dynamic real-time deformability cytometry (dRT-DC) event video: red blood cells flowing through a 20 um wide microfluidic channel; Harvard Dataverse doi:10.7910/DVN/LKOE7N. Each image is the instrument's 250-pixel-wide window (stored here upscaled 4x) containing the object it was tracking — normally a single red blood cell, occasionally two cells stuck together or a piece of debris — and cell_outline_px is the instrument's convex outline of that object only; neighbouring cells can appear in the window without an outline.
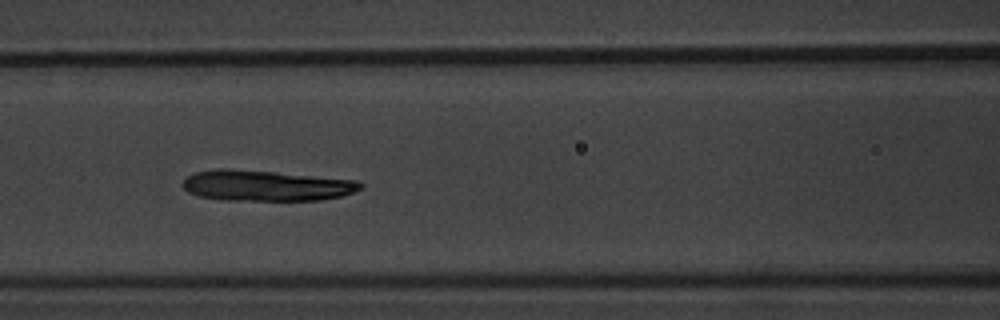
{"species": "common noctule bat (a hibernating species)", "species_latin": "Nyctalus noctula", "temperature_condition": "warm", "stored_images_in_passage": 10, "camera_frame_rate_fps": 3000, "um_per_image_px": 0.085, "animal": {"sex": "male", "body_mass_g": 20.1, "forearm_length_mm": 53.5}, "frame": {"image": 1, "passage_image": 6, "time_ms": 8.0, "image_size_px": [1000, 320], "cell_outline_px": [[364, 188], [340, 196], [320, 200], [220, 200], [200, 196], [188, 192], [184, 188], [184, 180], [188, 176], [196, 172], [216, 168], [228, 168], [276, 172], [360, 180], [364, 184]], "centroid_in_image_um": [22.65, 15.77], "position_along_channel_um": 143.9, "area_um2": 31.96}}